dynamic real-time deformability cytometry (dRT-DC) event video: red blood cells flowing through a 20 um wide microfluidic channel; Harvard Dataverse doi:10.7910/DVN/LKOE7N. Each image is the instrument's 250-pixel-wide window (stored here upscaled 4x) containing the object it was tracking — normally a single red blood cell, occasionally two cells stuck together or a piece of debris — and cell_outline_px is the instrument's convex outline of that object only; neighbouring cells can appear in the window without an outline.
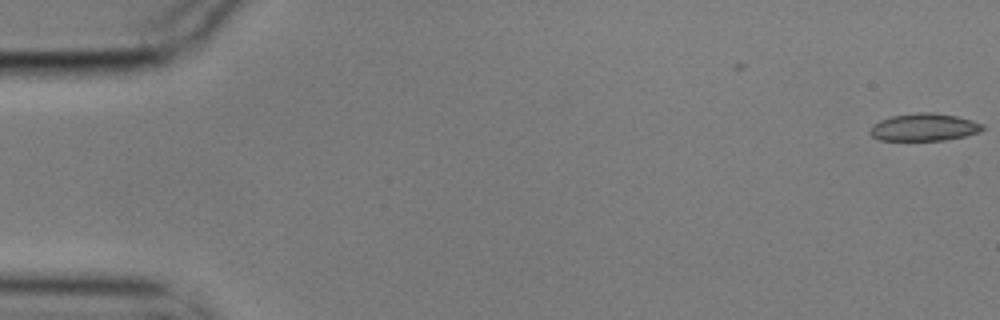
{"species": "common noctule bat (a hibernating species)", "species_latin": "Nyctalus noctula", "temperature_condition": "cold", "stored_images_in_passage": 2, "camera_frame_rate_fps": 3000, "um_per_image_px": 0.085, "animal": {"sex": "male", "body_mass_g": 17.9}, "frame": {"image": 1, "passage_image": 2, "time_ms": 0.333, "image_size_px": [1000, 320], "cell_outline_px": [[984, 128], [980, 132], [964, 136], [944, 140], [880, 140], [872, 136], [868, 132], [880, 120], [892, 116], [920, 112], [936, 112], [956, 116], [972, 120], [984, 124]], "centroid_in_image_um": [78.59, 10.81], "position_along_channel_um": 6.4, "area_um2": 17.92}}